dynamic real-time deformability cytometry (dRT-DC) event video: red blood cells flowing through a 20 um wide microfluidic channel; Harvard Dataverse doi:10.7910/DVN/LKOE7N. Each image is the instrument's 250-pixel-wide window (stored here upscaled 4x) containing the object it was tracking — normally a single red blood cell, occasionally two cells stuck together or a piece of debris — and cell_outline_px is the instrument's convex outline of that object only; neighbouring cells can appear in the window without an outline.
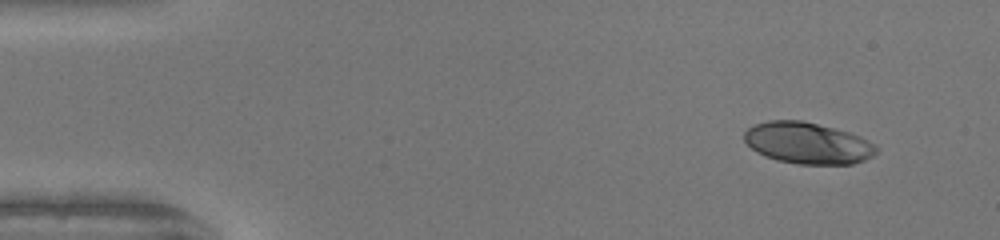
{"species": "human", "species_latin": "Homo sapiens", "temperature_condition": "warm", "stored_images_in_passage": 46, "camera_frame_rate_fps": 3000, "um_per_image_px": 0.085, "donor": {"sex": "female"}, "frame": {"image": 1, "passage_image": 1, "time_ms": 0.0, "image_size_px": [1000, 240], "cell_outline_px": [[876, 152], [872, 156], [864, 160], [852, 164], [796, 164], [776, 160], [764, 156], [756, 152], [744, 140], [744, 132], [752, 124], [768, 120], [800, 120], [848, 132], [860, 136], [876, 144]], "centroid_in_image_um": [68.61, 12.16], "position_along_channel_um": 16.4, "area_um2": 31.91}}
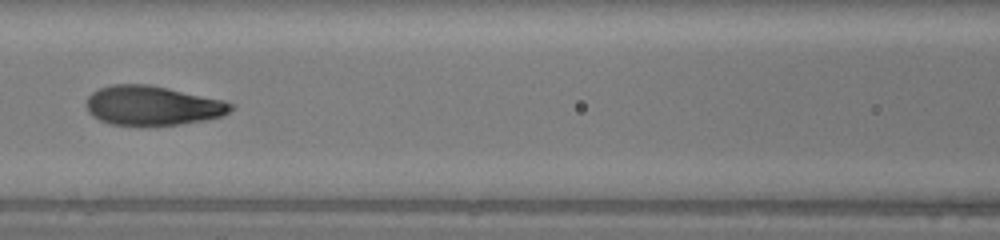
{"frame": {"image": 2, "passage_image": 19, "time_ms": 6.0, "image_size_px": [1000, 240], "cell_outline_px": [[232, 108], [224, 116], [204, 120], [180, 124], [140, 128], [112, 124], [100, 120], [92, 116], [88, 112], [84, 104], [88, 96], [92, 92], [100, 88], [112, 84], [148, 84], [168, 88], [224, 100], [232, 104]], "centroid_in_image_um": [12.91, 9.0], "position_along_channel_um": 153.7, "area_um2": 33.93}}
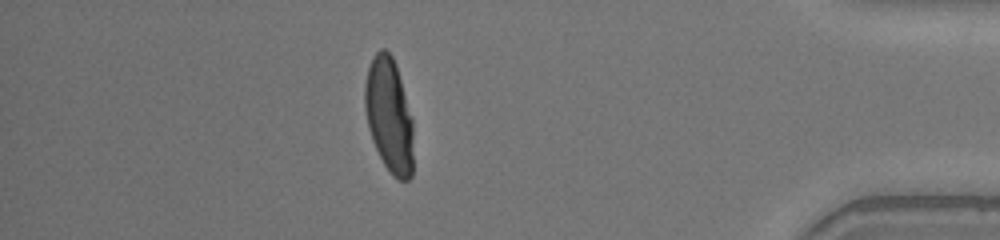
{"frame": {"image": 3, "passage_image": 40, "time_ms": 13.0, "image_size_px": [1000, 240], "cell_outline_px": [[412, 176], [408, 180], [400, 180], [392, 176], [384, 164], [372, 140], [368, 128], [364, 108], [364, 84], [368, 68], [372, 56], [380, 48], [384, 48], [392, 56], [396, 64], [412, 116]], "centroid_in_image_um": [33.05, 9.77], "position_along_channel_um": 402.1, "area_um2": 32.6}, "authors_computed_cell_mechanics": {"area_um2": 33.0616, "velocity_mm_per_s": 4.1821, "shape_relaxation_time_tau1_ms": 4.4277, "shape_relaxation_time_tau2_ms": null, "deformation_change_tau1": 0.2345, "deformation_change_tau2": null}}